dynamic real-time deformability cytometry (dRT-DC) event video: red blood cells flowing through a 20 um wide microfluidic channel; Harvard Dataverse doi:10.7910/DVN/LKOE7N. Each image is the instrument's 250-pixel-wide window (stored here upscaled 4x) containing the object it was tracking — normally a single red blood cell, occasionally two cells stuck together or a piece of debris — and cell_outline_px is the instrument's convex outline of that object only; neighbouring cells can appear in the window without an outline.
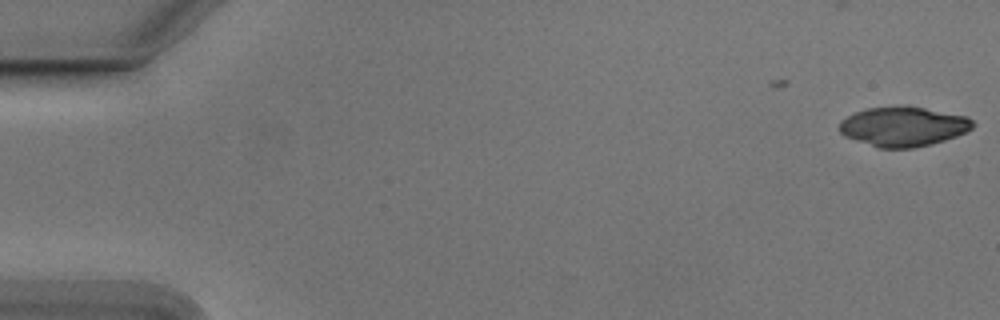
{"species": "Egyptian fruit bat (a non-hibernating species)", "species_latin": "Rousettus aegyptiacus", "temperature_condition": "cold", "stored_images_in_passage": 9, "camera_frame_rate_fps": 3000, "um_per_image_px": 0.085, "animal": {"sex": "male"}, "frame": {"image": 1, "passage_image": 1, "time_ms": 0.0, "image_size_px": [1000, 320], "cell_outline_px": [[976, 124], [972, 128], [956, 136], [944, 140], [912, 148], [880, 148], [844, 136], [840, 132], [840, 120], [856, 112], [868, 108], [896, 104], [908, 104], [968, 116]], "centroid_in_image_um": [76.79, 10.71], "position_along_channel_um": 8.2, "area_um2": 31.15}}